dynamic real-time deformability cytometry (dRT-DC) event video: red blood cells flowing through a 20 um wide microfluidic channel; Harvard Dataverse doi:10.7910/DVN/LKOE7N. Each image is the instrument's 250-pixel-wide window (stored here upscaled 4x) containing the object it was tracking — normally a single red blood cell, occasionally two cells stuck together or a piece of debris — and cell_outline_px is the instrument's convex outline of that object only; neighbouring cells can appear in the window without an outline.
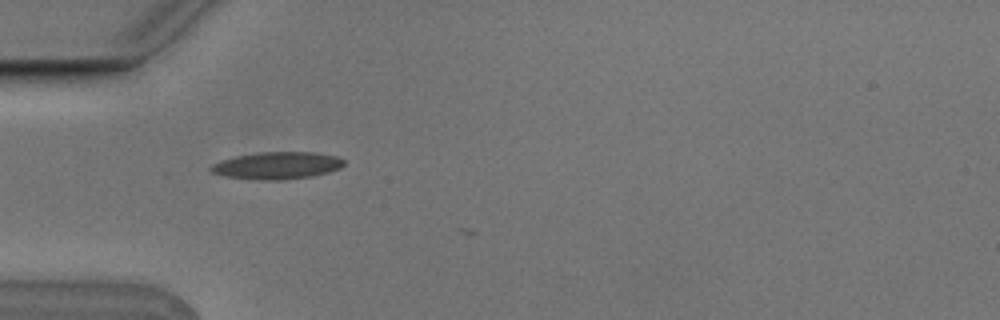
{"species": "Egyptian fruit bat (a non-hibernating species)", "species_latin": "Rousettus aegyptiacus", "temperature_condition": "cold", "stored_images_in_passage": 6, "camera_frame_rate_fps": 3000, "um_per_image_px": 0.085, "animal": {"sex": "male"}, "frame": {"image": 1, "passage_image": 6, "time_ms": 1.667, "image_size_px": [1000, 320], "cell_outline_px": [[344, 164], [340, 168], [328, 172], [312, 176], [280, 180], [268, 180], [224, 176], [212, 172], [208, 168], [212, 164], [220, 160], [236, 156], [260, 152], [316, 152], [336, 156], [344, 160]], "centroid_in_image_um": [23.55, 14.06], "position_along_channel_um": 61.5, "area_um2": 20.98}}